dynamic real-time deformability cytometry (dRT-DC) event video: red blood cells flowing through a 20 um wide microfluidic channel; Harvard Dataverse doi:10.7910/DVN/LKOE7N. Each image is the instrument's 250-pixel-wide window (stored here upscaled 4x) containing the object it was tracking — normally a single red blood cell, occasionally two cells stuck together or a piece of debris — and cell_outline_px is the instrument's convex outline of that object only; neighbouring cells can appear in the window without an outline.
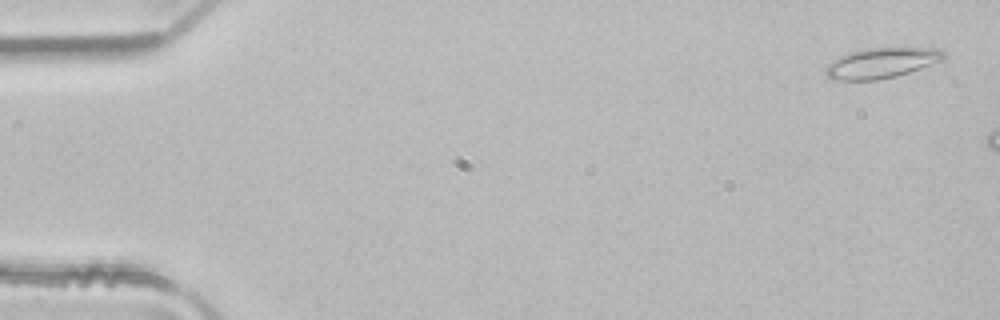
{"species": "common noctule bat (a hibernating species)", "species_latin": "Nyctalus noctula", "temperature_condition": "room temperature", "stored_images_in_passage": 3, "camera_frame_rate_fps": 3000, "um_per_image_px": 0.085, "animal": {"sex": "male", "body_mass_g": 21.5, "forearm_length_mm": 52.0}, "frame": {"image": 1, "passage_image": 3, "time_ms": 0.667, "image_size_px": [1000, 320], "cell_outline_px": [[944, 60], [896, 76], [876, 80], [832, 80], [824, 72], [824, 68], [832, 60], [840, 56], [852, 52], [868, 48], [936, 48], [944, 52]], "centroid_in_image_um": [74.89, 5.36], "position_along_channel_um": 10.1, "area_um2": 20.69}}